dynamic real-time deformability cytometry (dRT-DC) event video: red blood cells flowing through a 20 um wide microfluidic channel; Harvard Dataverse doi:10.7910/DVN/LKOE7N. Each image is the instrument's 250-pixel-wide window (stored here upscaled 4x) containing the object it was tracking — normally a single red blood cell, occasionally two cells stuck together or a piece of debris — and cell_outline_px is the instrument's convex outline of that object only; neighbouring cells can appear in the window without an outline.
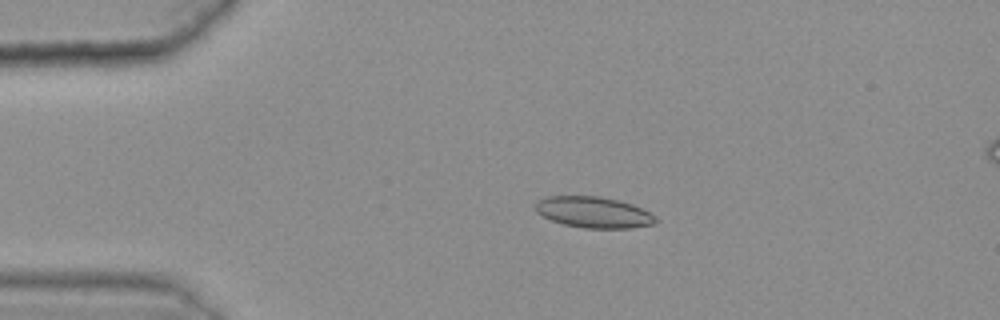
{"species": "common noctule bat (a hibernating species)", "species_latin": "Nyctalus noctula", "temperature_condition": "warm", "stored_images_in_passage": 37, "camera_frame_rate_fps": 3000, "um_per_image_px": 0.085, "animal": {"sex": "female", "body_mass_g": 25.1}, "frame": {"image": 1, "passage_image": 2, "time_ms": 0.333, "image_size_px": [1000, 320], "cell_outline_px": [[660, 220], [652, 224], [632, 228], [584, 228], [564, 224], [552, 220], [536, 212], [536, 204], [544, 196], [600, 196], [632, 204], [656, 216]], "centroid_in_image_um": [50.47, 18.04], "position_along_channel_um": 34.5, "area_um2": 21.62}}
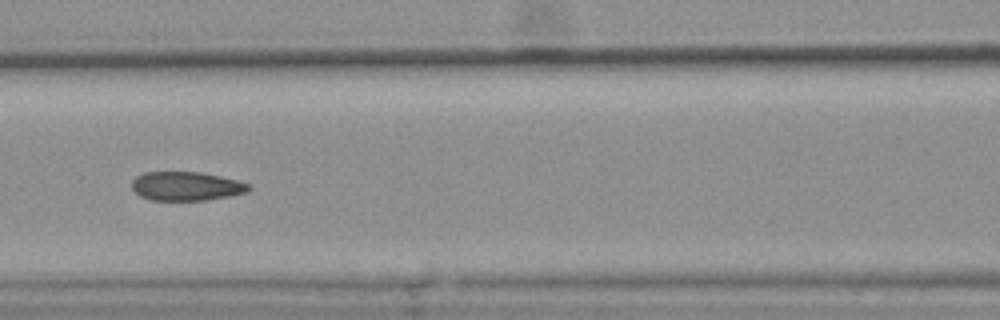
{"frame": {"image": 2, "passage_image": 15, "time_ms": 4.667, "image_size_px": [1000, 320], "cell_outline_px": [[252, 188], [248, 192], [228, 196], [204, 200], [148, 200], [140, 196], [132, 188], [132, 180], [136, 176], [144, 172], [200, 172], [220, 176], [236, 180], [248, 184]], "centroid_in_image_um": [15.81, 15.82], "position_along_channel_um": 150.8, "area_um2": 19.65}}
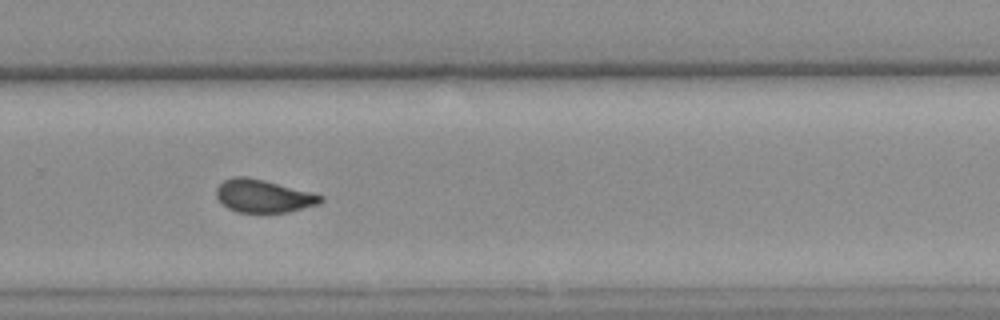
{"frame": {"image": 3, "passage_image": 28, "time_ms": 9.0, "image_size_px": [1000, 320], "cell_outline_px": [[324, 200], [320, 204], [288, 212], [236, 212], [228, 208], [216, 196], [216, 188], [224, 180], [236, 176], [244, 176], [264, 180], [312, 192], [324, 196]], "centroid_in_image_um": [22.42, 16.66], "position_along_channel_um": 307.4, "area_um2": 19.94}, "authors_computed_cell_mechanics": {"area_um2": 20.5768, "velocity_mm_per_s": 3.6214, "shape_relaxation_time_tau1_ms": 7.7276, "shape_relaxation_time_tau2_ms": 1.7239, "deformation_change_tau1": 0.1558, "deformation_change_tau2": 0.0743}}